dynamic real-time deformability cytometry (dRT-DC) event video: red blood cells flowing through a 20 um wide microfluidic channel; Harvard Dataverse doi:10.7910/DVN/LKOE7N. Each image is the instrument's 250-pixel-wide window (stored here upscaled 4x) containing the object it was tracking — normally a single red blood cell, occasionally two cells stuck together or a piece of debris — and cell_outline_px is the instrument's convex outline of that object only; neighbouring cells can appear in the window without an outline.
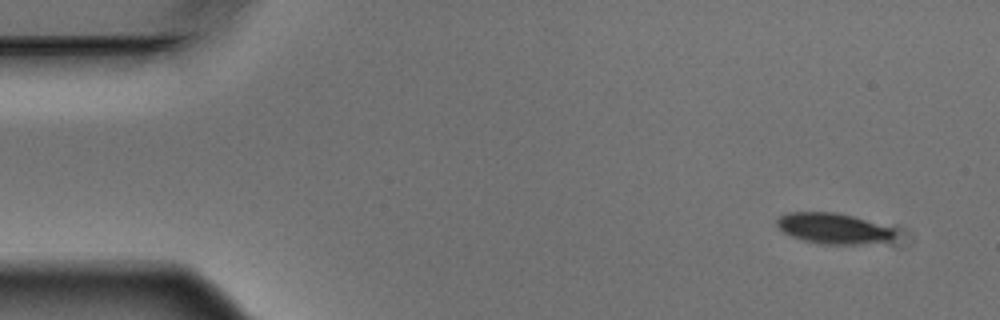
{"species": "Egyptian fruit bat (a non-hibernating species)", "species_latin": "Rousettus aegyptiacus", "temperature_condition": "warm", "stored_images_in_passage": 5, "camera_frame_rate_fps": 3000, "um_per_image_px": 0.085, "animal": {"sex": "male"}, "frame": {"image": 1, "passage_image": 1, "time_ms": 0.0, "image_size_px": [1000, 320], "cell_outline_px": [[896, 232], [892, 244], [820, 244], [804, 240], [792, 236], [784, 232], [776, 224], [776, 220], [780, 216], [788, 212], [836, 212], [852, 216], [892, 228]], "centroid_in_image_um": [70.92, 19.44], "position_along_channel_um": 14.1, "area_um2": 21.39}}
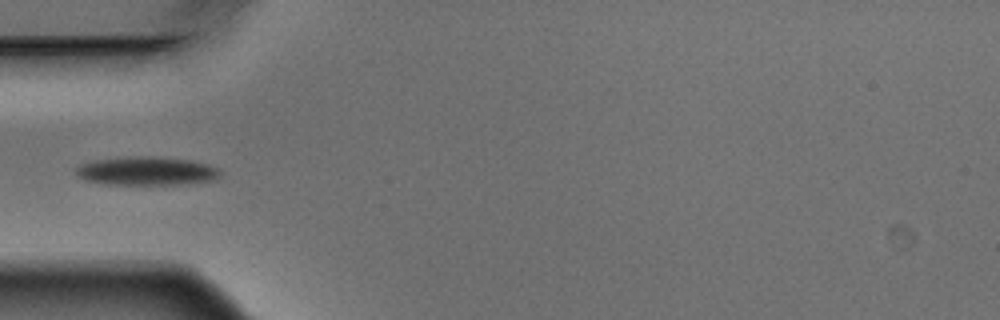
{"frame": {"image": 2, "passage_image": 5, "time_ms": 1.333, "image_size_px": [1000, 320], "cell_outline_px": [[220, 176], [216, 180], [180, 184], [104, 184], [84, 180], [76, 176], [72, 168], [80, 164], [96, 160], [136, 156], [148, 156], [188, 160], [208, 164], [220, 168]], "centroid_in_image_um": [12.42, 14.54], "position_along_channel_um": 72.6, "area_um2": 24.1}}